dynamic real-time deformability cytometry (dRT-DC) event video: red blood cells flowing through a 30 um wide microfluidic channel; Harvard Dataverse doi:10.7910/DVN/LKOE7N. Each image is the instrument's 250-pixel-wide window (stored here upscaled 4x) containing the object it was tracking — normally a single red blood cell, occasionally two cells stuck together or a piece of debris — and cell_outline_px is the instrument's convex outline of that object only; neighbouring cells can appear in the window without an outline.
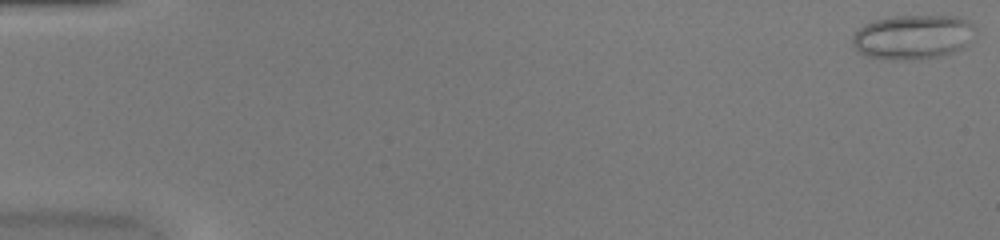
{"species": "common noctule bat (a hibernating species)", "species_latin": "Nyctalus noctula", "temperature_condition": "warm", "stored_images_in_passage": 51, "camera_frame_rate_fps": 3000, "um_per_image_px": 0.085, "animal": {"sex": "female", "body_mass_g": 20.0, "forearm_length_mm": 54.0}, "frame": {"image": 1, "passage_image": 1, "time_ms": 0.0, "image_size_px": [1000, 240], "cell_outline_px": [[976, 28], [968, 44], [952, 52], [940, 56], [912, 60], [888, 60], [868, 56], [856, 52], [852, 44], [852, 36], [864, 24], [876, 20], [892, 16], [960, 16], [968, 20]], "centroid_in_image_um": [77.57, 3.15], "position_along_channel_um": 7.4, "area_um2": 32.02}}
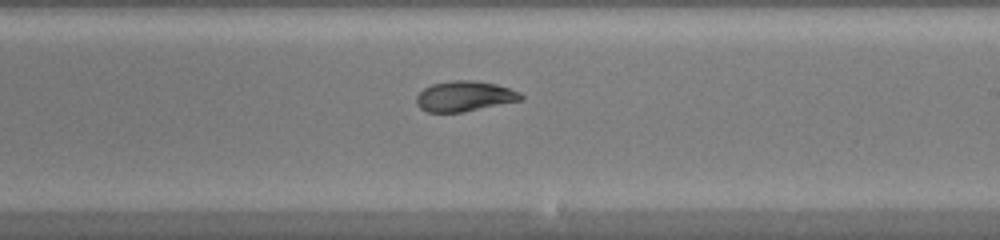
{"frame": {"image": 2, "passage_image": 31, "time_ms": 10.0, "image_size_px": [1000, 240], "cell_outline_px": [[524, 100], [464, 112], [428, 112], [420, 108], [416, 104], [416, 96], [424, 88], [432, 84], [452, 80], [476, 80], [496, 84], [520, 92], [524, 96]], "centroid_in_image_um": [39.51, 8.18], "position_along_channel_um": 249.5, "area_um2": 18.67}}
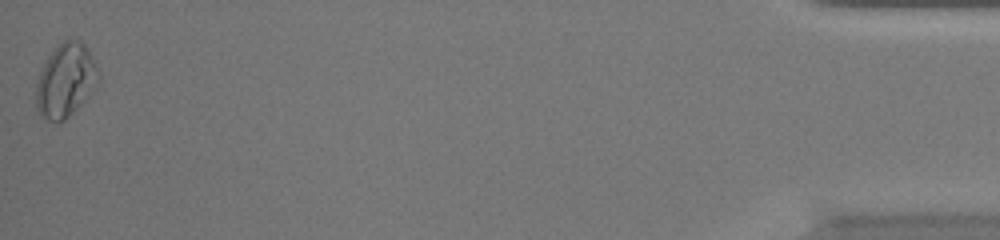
{"frame": {"image": 3, "passage_image": 51, "time_ms": 16.667, "image_size_px": [1000, 240], "cell_outline_px": [[100, 80], [96, 88], [64, 120], [44, 120], [40, 116], [36, 108], [36, 84], [40, 72], [48, 56], [64, 40], [76, 40], [84, 44], [88, 48], [92, 56], [100, 76]], "centroid_in_image_um": [5.58, 6.84], "position_along_channel_um": 429.6, "area_um2": 26.41}, "authors_computed_cell_mechanics": {"area_um2": 20.2878, "velocity_mm_per_s": 4.0727, "shape_relaxation_time_tau1_ms": 10.0637, "shape_relaxation_time_tau2_ms": 1.8793, "deformation_change_tau1": 0.2614, "deformation_change_tau2": 0.0465}}